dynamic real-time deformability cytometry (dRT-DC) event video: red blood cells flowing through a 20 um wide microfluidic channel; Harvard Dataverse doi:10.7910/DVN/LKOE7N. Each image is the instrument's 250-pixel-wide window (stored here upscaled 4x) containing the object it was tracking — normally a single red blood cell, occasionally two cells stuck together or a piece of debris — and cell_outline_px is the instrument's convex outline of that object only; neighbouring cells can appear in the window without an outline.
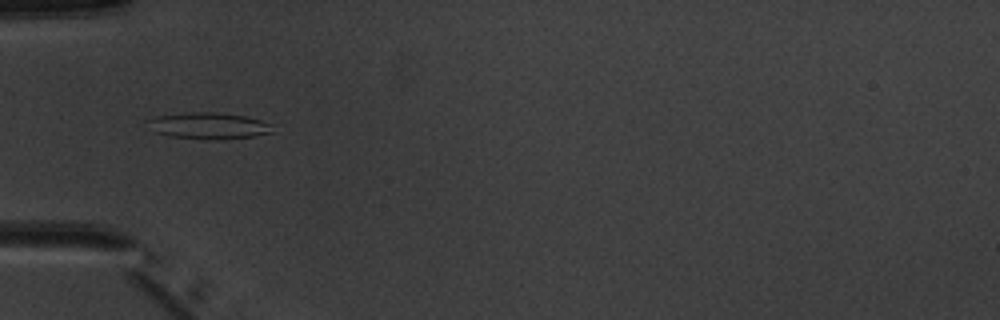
{"species": "common noctule bat (a hibernating species)", "species_latin": "Nyctalus noctula", "temperature_condition": "warm", "stored_images_in_passage": 6, "camera_frame_rate_fps": 3000, "um_per_image_px": 0.085, "animal": {"sex": "male", "body_mass_g": 20.1, "forearm_length_mm": 53.5}, "frame": {"image": 1, "passage_image": 5, "time_ms": 4.667, "image_size_px": [1000, 320], "cell_outline_px": [[276, 132], [252, 136], [220, 140], [208, 140], [168, 136], [152, 132], [148, 120], [156, 116], [188, 112], [216, 112], [244, 116], [260, 120], [268, 124]], "centroid_in_image_um": [17.71, 10.7], "position_along_channel_um": 67.3, "area_um2": 19.31}}